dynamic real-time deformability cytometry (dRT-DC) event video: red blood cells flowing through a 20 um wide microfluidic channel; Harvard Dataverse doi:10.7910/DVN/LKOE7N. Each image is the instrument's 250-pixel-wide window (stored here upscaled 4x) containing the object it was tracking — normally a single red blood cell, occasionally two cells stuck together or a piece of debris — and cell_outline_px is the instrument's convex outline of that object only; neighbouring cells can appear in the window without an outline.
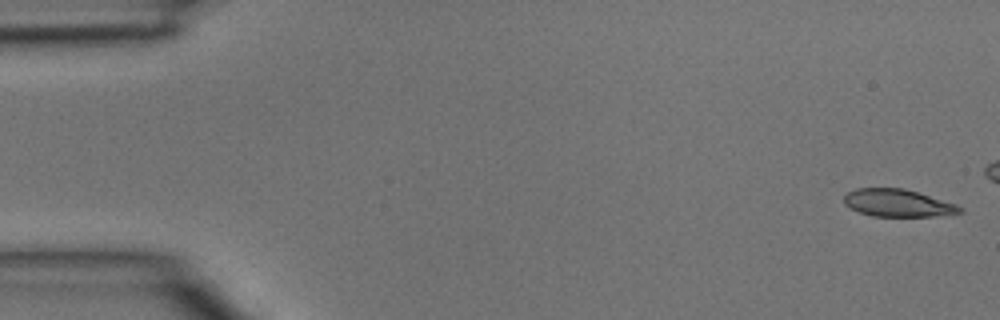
{"species": "common noctule bat (a hibernating species)", "species_latin": "Nyctalus noctula", "temperature_condition": "room temperature", "stored_images_in_passage": 5, "camera_frame_rate_fps": 3000, "um_per_image_px": 0.085, "animal": {"sex": "male", "body_mass_g": 15.6}, "frame": {"image": 1, "passage_image": 1, "time_ms": 0.0, "image_size_px": [1000, 320], "cell_outline_px": [[964, 212], [932, 216], [872, 216], [848, 208], [844, 204], [844, 196], [848, 192], [856, 188], [904, 188], [956, 204], [964, 208]], "centroid_in_image_um": [76.29, 17.25], "position_along_channel_um": 8.7, "area_um2": 18.5}}